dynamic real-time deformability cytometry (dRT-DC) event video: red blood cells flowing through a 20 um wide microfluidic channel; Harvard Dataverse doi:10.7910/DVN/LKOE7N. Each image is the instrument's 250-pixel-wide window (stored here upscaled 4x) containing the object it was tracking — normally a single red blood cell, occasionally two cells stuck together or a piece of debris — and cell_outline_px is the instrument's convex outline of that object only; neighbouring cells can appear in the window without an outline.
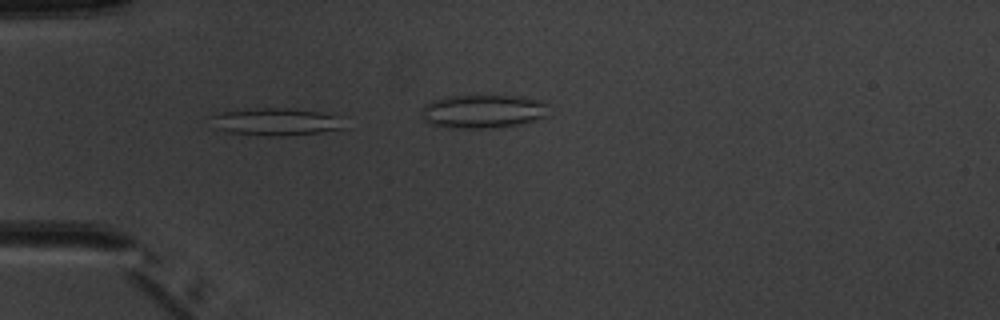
{"species": "common noctule bat (a hibernating species)", "species_latin": "Nyctalus noctula", "temperature_condition": "warm", "stored_images_in_passage": 6, "camera_frame_rate_fps": 3000, "um_per_image_px": 0.085, "animal": {"sex": "male", "body_mass_g": 20.1, "forearm_length_mm": 53.5}, "frame": {"image": 1, "passage_image": 3, "time_ms": 3.333, "image_size_px": [1000, 320], "cell_outline_px": [[344, 128], [320, 132], [280, 136], [256, 136], [232, 132], [216, 128], [212, 120], [212, 116], [220, 112], [260, 108], [288, 108], [316, 112], [332, 116]], "centroid_in_image_um": [23.33, 10.36], "position_along_channel_um": 61.7, "area_um2": 20.46}}
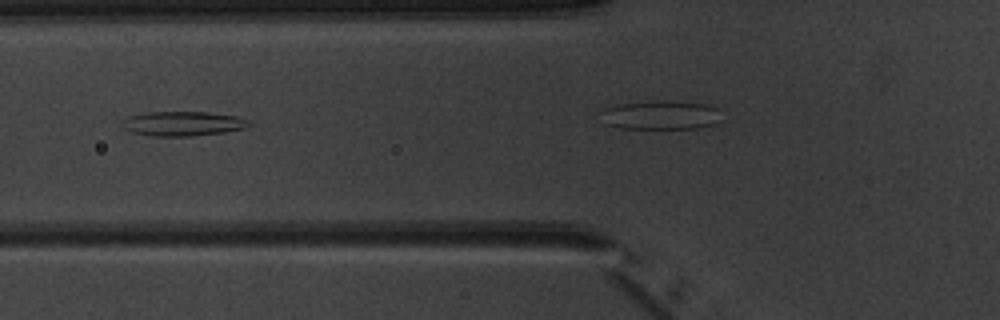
{"frame": {"image": 2, "passage_image": 4, "time_ms": 4.667, "image_size_px": [1000, 320], "cell_outline_px": [[252, 124], [248, 128], [224, 132], [192, 136], [148, 136], [132, 132], [124, 128], [120, 120], [128, 116], [148, 112], [208, 112], [240, 116], [248, 120]], "centroid_in_image_um": [15.57, 10.51], "position_along_channel_um": 110.2, "area_um2": 18.44}}